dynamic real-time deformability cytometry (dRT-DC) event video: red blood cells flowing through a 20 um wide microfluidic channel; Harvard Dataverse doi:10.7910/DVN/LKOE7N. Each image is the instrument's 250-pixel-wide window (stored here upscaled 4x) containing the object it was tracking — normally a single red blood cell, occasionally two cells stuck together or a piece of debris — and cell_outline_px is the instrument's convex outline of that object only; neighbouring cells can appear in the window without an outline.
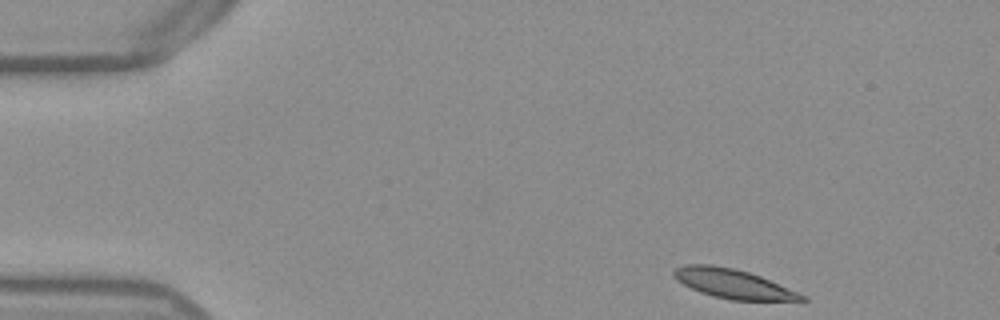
{"species": "Egyptian fruit bat (a non-hibernating species)", "species_latin": "Rousettus aegyptiacus", "temperature_condition": "warm", "stored_images_in_passage": 47, "camera_frame_rate_fps": 3000, "um_per_image_px": 0.085, "frame": {"image": 1, "passage_image": 1, "time_ms": 0.0, "image_size_px": [1000, 320], "cell_outline_px": [[808, 300], [732, 300], [712, 296], [700, 292], [676, 280], [672, 276], [672, 272], [676, 268], [684, 264], [712, 264], [736, 268], [760, 276], [808, 296]], "centroid_in_image_um": [62.29, 24.1], "position_along_channel_um": 22.7, "area_um2": 21.85}}
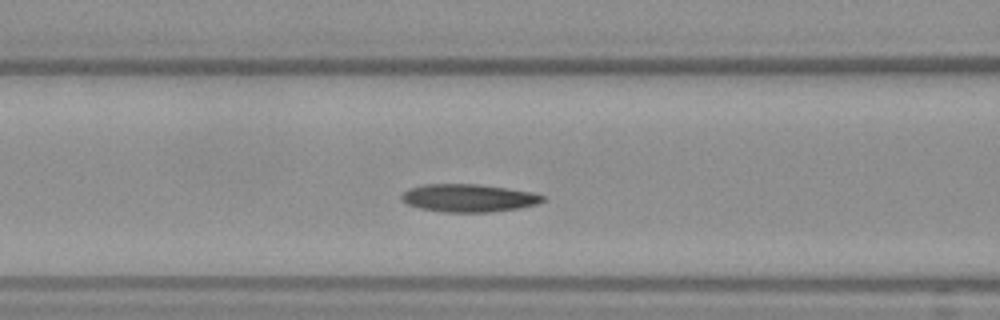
{"frame": {"image": 2, "passage_image": 16, "time_ms": 5.0, "image_size_px": [1000, 320], "cell_outline_px": [[544, 200], [536, 204], [520, 208], [492, 212], [444, 212], [420, 208], [408, 204], [400, 200], [400, 196], [408, 188], [424, 184], [480, 184], [508, 188], [532, 192], [544, 196]], "centroid_in_image_um": [39.81, 16.82], "position_along_channel_um": 126.8, "area_um2": 23.0}}
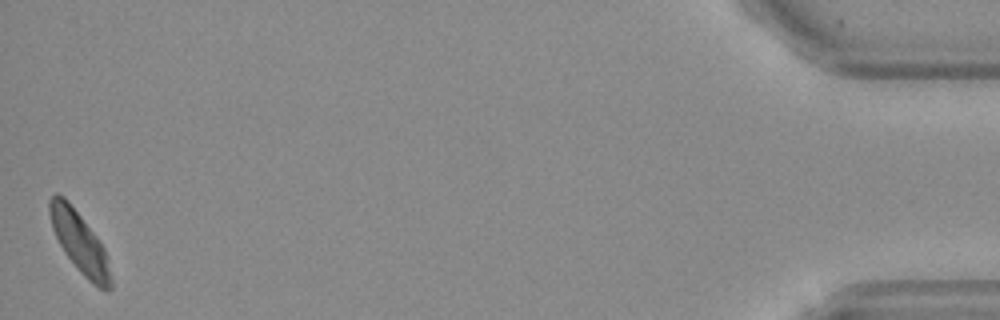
{"frame": {"image": 3, "passage_image": 47, "time_ms": 15.333, "image_size_px": [1000, 320], "cell_outline_px": [[112, 288], [108, 292], [92, 284], [76, 268], [64, 252], [52, 228], [48, 212], [48, 200], [56, 192], [64, 196], [68, 200], [96, 236], [104, 248], [112, 280]], "centroid_in_image_um": [6.75, 20.6], "position_along_channel_um": 428.5, "area_um2": 21.68}}